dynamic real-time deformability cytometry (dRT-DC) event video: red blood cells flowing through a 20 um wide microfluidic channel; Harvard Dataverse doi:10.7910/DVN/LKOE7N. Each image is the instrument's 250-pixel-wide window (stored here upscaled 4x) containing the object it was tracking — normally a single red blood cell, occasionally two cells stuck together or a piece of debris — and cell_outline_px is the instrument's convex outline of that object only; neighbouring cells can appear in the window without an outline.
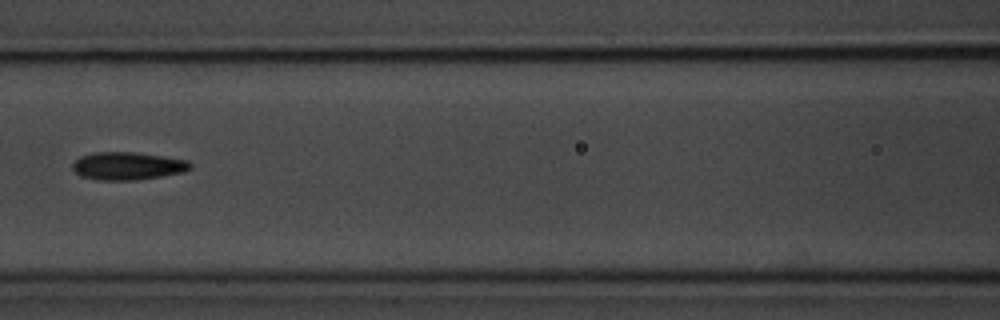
{"species": "common noctule bat (a hibernating species)", "species_latin": "Nyctalus noctula", "temperature_condition": "room temperature", "stored_images_in_passage": 10, "camera_frame_rate_fps": 3000, "um_per_image_px": 0.085, "animal": {"sex": "male", "body_mass_g": 20.1, "forearm_length_mm": 53.5}, "frame": {"image": 1, "passage_image": 5, "time_ms": 4.667, "image_size_px": [1000, 320], "cell_outline_px": [[192, 168], [184, 172], [136, 180], [100, 180], [80, 176], [72, 168], [72, 164], [80, 156], [92, 152], [136, 152], [188, 160], [192, 164]], "centroid_in_image_um": [10.85, 14.1], "position_along_channel_um": 155.8, "area_um2": 19.13}}
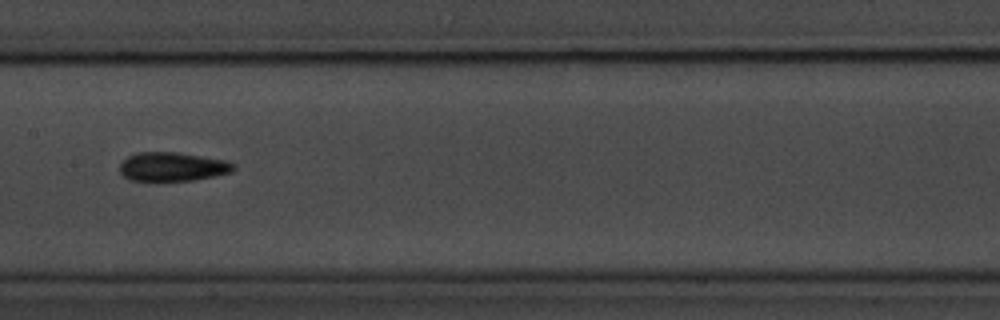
{"frame": {"image": 2, "passage_image": 6, "time_ms": 5.667, "image_size_px": [1000, 320], "cell_outline_px": [[236, 168], [232, 172], [192, 180], [132, 180], [124, 176], [120, 172], [120, 164], [128, 156], [136, 152], [176, 152], [228, 160], [236, 164]], "centroid_in_image_um": [14.7, 14.15], "position_along_channel_um": 192.7, "area_um2": 19.07}}
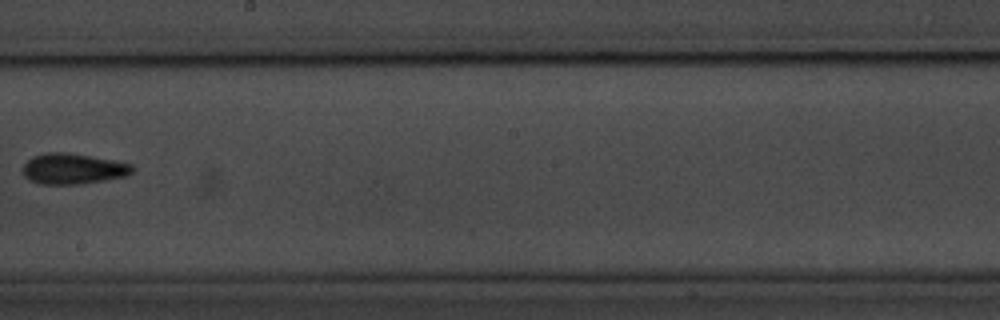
{"frame": {"image": 3, "passage_image": 7, "time_ms": 7.0, "image_size_px": [1000, 320], "cell_outline_px": [[136, 168], [128, 176], [76, 184], [40, 184], [28, 180], [24, 176], [24, 164], [32, 156], [44, 152], [68, 152], [112, 160], [132, 164]], "centroid_in_image_um": [6.2, 14.34], "position_along_channel_um": 242.0, "area_um2": 19.59}}